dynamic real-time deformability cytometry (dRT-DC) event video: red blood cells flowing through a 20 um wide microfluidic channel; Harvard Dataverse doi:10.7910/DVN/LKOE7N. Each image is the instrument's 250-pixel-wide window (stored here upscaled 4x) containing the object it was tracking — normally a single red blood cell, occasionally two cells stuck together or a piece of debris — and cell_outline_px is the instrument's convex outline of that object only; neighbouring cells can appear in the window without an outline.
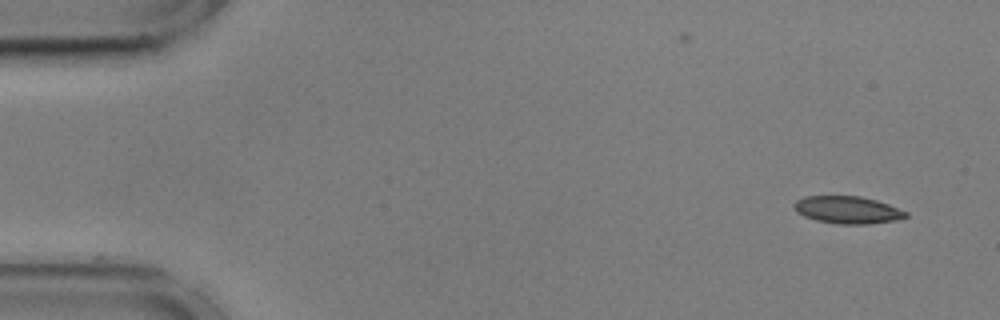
{"species": "common noctule bat (a hibernating species)", "species_latin": "Nyctalus noctula", "temperature_condition": "cold", "stored_images_in_passage": 53, "camera_frame_rate_fps": 3000, "um_per_image_px": 0.085, "animal": {"sex": "male", "body_mass_g": 17.9, "forearm_length_mm": 54.2}, "frame": {"image": 1, "passage_image": 1, "time_ms": 0.0, "image_size_px": [1000, 320], "cell_outline_px": [[908, 216], [896, 220], [868, 224], [836, 224], [816, 220], [804, 216], [796, 212], [792, 204], [796, 200], [804, 196], [860, 196], [876, 200], [888, 204], [908, 212]], "centroid_in_image_um": [72.02, 17.84], "position_along_channel_um": 13.0, "area_um2": 17.92}}
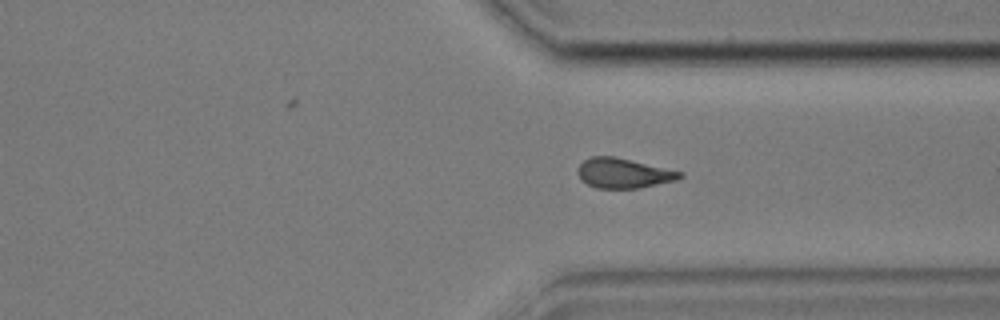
{"frame": {"image": 2, "passage_image": 39, "time_ms": 12.667, "image_size_px": [1000, 320], "cell_outline_px": [[684, 176], [676, 180], [640, 188], [596, 188], [588, 184], [580, 176], [580, 164], [584, 160], [592, 156], [612, 156], [684, 172]], "centroid_in_image_um": [53.05, 14.72], "position_along_channel_um": 358.3, "area_um2": 17.4}}
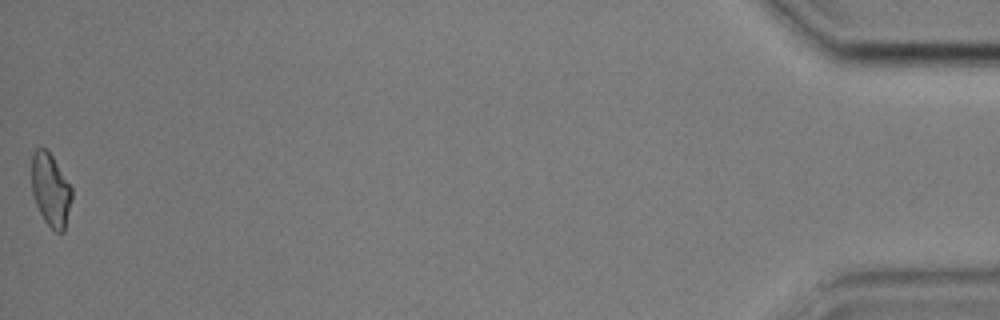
{"frame": {"image": 3, "passage_image": 53, "time_ms": 17.333, "image_size_px": [1000, 320], "cell_outline_px": [[72, 200], [64, 232], [56, 232], [44, 220], [36, 204], [32, 192], [32, 156], [36, 148], [44, 148], [52, 156], [72, 188]], "centroid_in_image_um": [4.31, 16.16], "position_along_channel_um": 430.9, "area_um2": 16.88}, "authors_computed_cell_mechanics": {"area_um2": 17.918, "velocity_mm_per_s": 3.5928, "shape_relaxation_time_tau1_ms": 9.6445, "shape_relaxation_time_tau2_ms": 2.9454, "deformation_change_tau1": 0.1993, "deformation_change_tau2": 0.103}}